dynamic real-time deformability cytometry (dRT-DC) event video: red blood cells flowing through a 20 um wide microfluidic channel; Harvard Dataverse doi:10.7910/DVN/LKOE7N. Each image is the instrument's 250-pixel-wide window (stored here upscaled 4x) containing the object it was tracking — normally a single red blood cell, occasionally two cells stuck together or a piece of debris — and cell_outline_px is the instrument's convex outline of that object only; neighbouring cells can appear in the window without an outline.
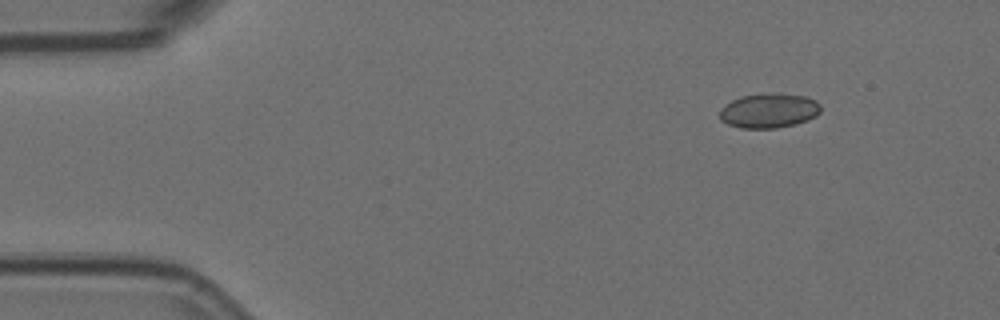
{"species": "Egyptian fruit bat (a non-hibernating species)", "species_latin": "Rousettus aegyptiacus", "temperature_condition": "room temperature", "stored_images_in_passage": 5, "camera_frame_rate_fps": 3000, "um_per_image_px": 0.085, "animal": {"sex": "female"}, "frame": {"image": 1, "passage_image": 1, "time_ms": 0.0, "image_size_px": [1000, 320], "cell_outline_px": [[820, 112], [816, 116], [808, 120], [796, 124], [776, 128], [740, 128], [728, 124], [720, 120], [720, 108], [732, 100], [740, 96], [776, 92], [780, 92], [804, 96], [816, 100], [820, 104]], "centroid_in_image_um": [65.37, 9.39], "position_along_channel_um": 19.6, "area_um2": 20.63}}
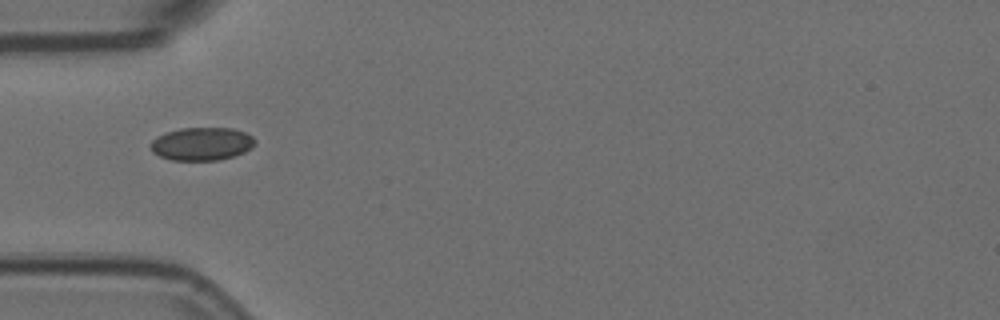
{"frame": {"image": 2, "passage_image": 4, "time_ms": 1.0, "image_size_px": [1000, 320], "cell_outline_px": [[256, 144], [252, 148], [244, 152], [232, 156], [216, 160], [172, 160], [160, 156], [152, 152], [152, 140], [156, 136], [180, 128], [232, 128], [244, 132], [252, 136], [256, 140]], "centroid_in_image_um": [17.17, 12.22], "position_along_channel_um": 67.8, "area_um2": 20.0}}
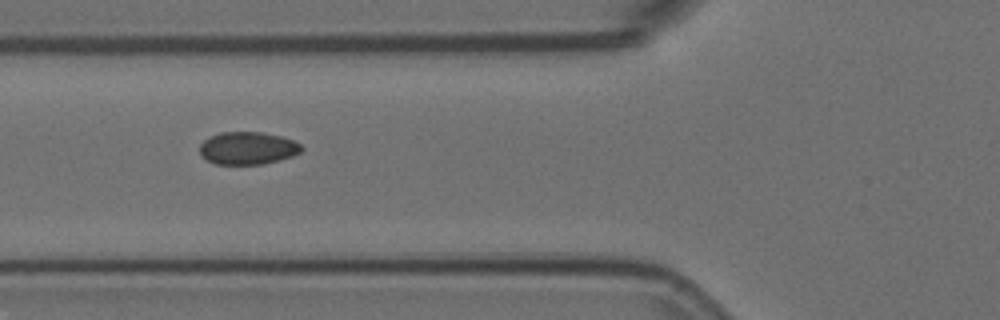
{"frame": {"image": 3, "passage_image": 5, "time_ms": 1.333, "image_size_px": [1000, 320], "cell_outline_px": [[304, 148], [300, 152], [292, 156], [264, 164], [216, 164], [208, 160], [200, 152], [200, 144], [204, 140], [220, 132], [264, 132], [280, 136], [292, 140], [300, 144]], "centroid_in_image_um": [21.07, 12.59], "position_along_channel_um": 104.7, "area_um2": 19.19}}